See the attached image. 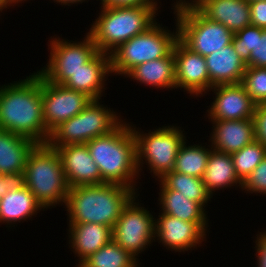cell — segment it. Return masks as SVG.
<instances>
[{
    "instance_id": "cell-1",
    "label": "cell",
    "mask_w": 266,
    "mask_h": 267,
    "mask_svg": "<svg viewBox=\"0 0 266 267\" xmlns=\"http://www.w3.org/2000/svg\"><path fill=\"white\" fill-rule=\"evenodd\" d=\"M0 129L46 144L50 133L43 119L41 74L0 85Z\"/></svg>"
},
{
    "instance_id": "cell-2",
    "label": "cell",
    "mask_w": 266,
    "mask_h": 267,
    "mask_svg": "<svg viewBox=\"0 0 266 267\" xmlns=\"http://www.w3.org/2000/svg\"><path fill=\"white\" fill-rule=\"evenodd\" d=\"M114 183L70 187L65 202L69 223H96L113 228L128 203L138 195Z\"/></svg>"
},
{
    "instance_id": "cell-3",
    "label": "cell",
    "mask_w": 266,
    "mask_h": 267,
    "mask_svg": "<svg viewBox=\"0 0 266 267\" xmlns=\"http://www.w3.org/2000/svg\"><path fill=\"white\" fill-rule=\"evenodd\" d=\"M101 174L102 183H114L135 188L139 178L136 139L131 124L122 121L110 133L86 143ZM137 178V179H136Z\"/></svg>"
},
{
    "instance_id": "cell-4",
    "label": "cell",
    "mask_w": 266,
    "mask_h": 267,
    "mask_svg": "<svg viewBox=\"0 0 266 267\" xmlns=\"http://www.w3.org/2000/svg\"><path fill=\"white\" fill-rule=\"evenodd\" d=\"M157 6H100L102 10L88 32L98 51L110 54L120 44L147 31L157 22L155 17L161 7Z\"/></svg>"
},
{
    "instance_id": "cell-5",
    "label": "cell",
    "mask_w": 266,
    "mask_h": 267,
    "mask_svg": "<svg viewBox=\"0 0 266 267\" xmlns=\"http://www.w3.org/2000/svg\"><path fill=\"white\" fill-rule=\"evenodd\" d=\"M20 181L44 209L65 205L70 187L58 152L47 144H37L29 153Z\"/></svg>"
},
{
    "instance_id": "cell-6",
    "label": "cell",
    "mask_w": 266,
    "mask_h": 267,
    "mask_svg": "<svg viewBox=\"0 0 266 267\" xmlns=\"http://www.w3.org/2000/svg\"><path fill=\"white\" fill-rule=\"evenodd\" d=\"M158 23L120 44L110 53L111 73L125 77L137 65L168 56L173 51L179 40L176 19V31L173 32Z\"/></svg>"
},
{
    "instance_id": "cell-7",
    "label": "cell",
    "mask_w": 266,
    "mask_h": 267,
    "mask_svg": "<svg viewBox=\"0 0 266 267\" xmlns=\"http://www.w3.org/2000/svg\"><path fill=\"white\" fill-rule=\"evenodd\" d=\"M171 5L179 40L194 53L206 57L232 43L234 34L227 27L208 20L188 0H176Z\"/></svg>"
},
{
    "instance_id": "cell-8",
    "label": "cell",
    "mask_w": 266,
    "mask_h": 267,
    "mask_svg": "<svg viewBox=\"0 0 266 267\" xmlns=\"http://www.w3.org/2000/svg\"><path fill=\"white\" fill-rule=\"evenodd\" d=\"M99 101L92 100L80 113L56 126L46 144L53 149L69 144H86L114 130L122 118Z\"/></svg>"
},
{
    "instance_id": "cell-9",
    "label": "cell",
    "mask_w": 266,
    "mask_h": 267,
    "mask_svg": "<svg viewBox=\"0 0 266 267\" xmlns=\"http://www.w3.org/2000/svg\"><path fill=\"white\" fill-rule=\"evenodd\" d=\"M131 125L136 139L137 168L139 174L142 167L148 164V169L161 179L167 172H171L175 165L179 147L186 139L181 127L167 125L150 130L148 133ZM138 129V130H137Z\"/></svg>"
},
{
    "instance_id": "cell-10",
    "label": "cell",
    "mask_w": 266,
    "mask_h": 267,
    "mask_svg": "<svg viewBox=\"0 0 266 267\" xmlns=\"http://www.w3.org/2000/svg\"><path fill=\"white\" fill-rule=\"evenodd\" d=\"M49 61L38 72L49 82L62 85L74 72L82 68L98 49L92 36L87 32L82 41H69L50 37ZM72 42V43H71Z\"/></svg>"
},
{
    "instance_id": "cell-11",
    "label": "cell",
    "mask_w": 266,
    "mask_h": 267,
    "mask_svg": "<svg viewBox=\"0 0 266 267\" xmlns=\"http://www.w3.org/2000/svg\"><path fill=\"white\" fill-rule=\"evenodd\" d=\"M138 196L139 194L123 209L112 228L113 241L137 260L139 253L155 242L156 218L147 208L141 206Z\"/></svg>"
},
{
    "instance_id": "cell-12",
    "label": "cell",
    "mask_w": 266,
    "mask_h": 267,
    "mask_svg": "<svg viewBox=\"0 0 266 267\" xmlns=\"http://www.w3.org/2000/svg\"><path fill=\"white\" fill-rule=\"evenodd\" d=\"M43 119L50 133L56 126L80 113L93 99L87 94L53 84L41 75Z\"/></svg>"
},
{
    "instance_id": "cell-13",
    "label": "cell",
    "mask_w": 266,
    "mask_h": 267,
    "mask_svg": "<svg viewBox=\"0 0 266 267\" xmlns=\"http://www.w3.org/2000/svg\"><path fill=\"white\" fill-rule=\"evenodd\" d=\"M208 222H189L159 213L155 219V241L176 252L197 249L206 241Z\"/></svg>"
},
{
    "instance_id": "cell-14",
    "label": "cell",
    "mask_w": 266,
    "mask_h": 267,
    "mask_svg": "<svg viewBox=\"0 0 266 267\" xmlns=\"http://www.w3.org/2000/svg\"><path fill=\"white\" fill-rule=\"evenodd\" d=\"M175 80L176 89L190 94L189 96L203 97L210 91V78L205 57L194 53L180 40L175 43Z\"/></svg>"
},
{
    "instance_id": "cell-15",
    "label": "cell",
    "mask_w": 266,
    "mask_h": 267,
    "mask_svg": "<svg viewBox=\"0 0 266 267\" xmlns=\"http://www.w3.org/2000/svg\"><path fill=\"white\" fill-rule=\"evenodd\" d=\"M210 90L215 98L207 110L209 122L253 119L256 104L241 83L216 85Z\"/></svg>"
},
{
    "instance_id": "cell-16",
    "label": "cell",
    "mask_w": 266,
    "mask_h": 267,
    "mask_svg": "<svg viewBox=\"0 0 266 267\" xmlns=\"http://www.w3.org/2000/svg\"><path fill=\"white\" fill-rule=\"evenodd\" d=\"M69 187L101 184V174L86 144L56 148Z\"/></svg>"
},
{
    "instance_id": "cell-17",
    "label": "cell",
    "mask_w": 266,
    "mask_h": 267,
    "mask_svg": "<svg viewBox=\"0 0 266 267\" xmlns=\"http://www.w3.org/2000/svg\"><path fill=\"white\" fill-rule=\"evenodd\" d=\"M111 73L110 54L97 52L82 68L74 72L62 85L83 92L93 100H101ZM104 91V92H103Z\"/></svg>"
},
{
    "instance_id": "cell-18",
    "label": "cell",
    "mask_w": 266,
    "mask_h": 267,
    "mask_svg": "<svg viewBox=\"0 0 266 267\" xmlns=\"http://www.w3.org/2000/svg\"><path fill=\"white\" fill-rule=\"evenodd\" d=\"M208 20L227 27L233 34L251 25L248 0H188Z\"/></svg>"
},
{
    "instance_id": "cell-19",
    "label": "cell",
    "mask_w": 266,
    "mask_h": 267,
    "mask_svg": "<svg viewBox=\"0 0 266 267\" xmlns=\"http://www.w3.org/2000/svg\"><path fill=\"white\" fill-rule=\"evenodd\" d=\"M213 130L207 147L232 154L246 145L252 143L255 138L254 119L241 120H216L211 121Z\"/></svg>"
},
{
    "instance_id": "cell-20",
    "label": "cell",
    "mask_w": 266,
    "mask_h": 267,
    "mask_svg": "<svg viewBox=\"0 0 266 267\" xmlns=\"http://www.w3.org/2000/svg\"><path fill=\"white\" fill-rule=\"evenodd\" d=\"M69 248L78 257L77 267L90 255L113 240L112 228L96 223H69Z\"/></svg>"
},
{
    "instance_id": "cell-21",
    "label": "cell",
    "mask_w": 266,
    "mask_h": 267,
    "mask_svg": "<svg viewBox=\"0 0 266 267\" xmlns=\"http://www.w3.org/2000/svg\"><path fill=\"white\" fill-rule=\"evenodd\" d=\"M210 78V89L216 85L241 83L246 63L232 43L205 57Z\"/></svg>"
},
{
    "instance_id": "cell-22",
    "label": "cell",
    "mask_w": 266,
    "mask_h": 267,
    "mask_svg": "<svg viewBox=\"0 0 266 267\" xmlns=\"http://www.w3.org/2000/svg\"><path fill=\"white\" fill-rule=\"evenodd\" d=\"M42 209L45 211L32 192L19 181L0 199V224L14 227L16 222L26 221Z\"/></svg>"
},
{
    "instance_id": "cell-23",
    "label": "cell",
    "mask_w": 266,
    "mask_h": 267,
    "mask_svg": "<svg viewBox=\"0 0 266 267\" xmlns=\"http://www.w3.org/2000/svg\"><path fill=\"white\" fill-rule=\"evenodd\" d=\"M36 145L33 140L0 129V175L21 180L28 155Z\"/></svg>"
},
{
    "instance_id": "cell-24",
    "label": "cell",
    "mask_w": 266,
    "mask_h": 267,
    "mask_svg": "<svg viewBox=\"0 0 266 267\" xmlns=\"http://www.w3.org/2000/svg\"><path fill=\"white\" fill-rule=\"evenodd\" d=\"M140 82L144 86L163 89H176L175 58L172 51L168 56L144 62L134 67L125 78Z\"/></svg>"
},
{
    "instance_id": "cell-25",
    "label": "cell",
    "mask_w": 266,
    "mask_h": 267,
    "mask_svg": "<svg viewBox=\"0 0 266 267\" xmlns=\"http://www.w3.org/2000/svg\"><path fill=\"white\" fill-rule=\"evenodd\" d=\"M210 148L207 166L202 177L206 190L213 197L216 190L232 186H239L242 189L243 182L236 174L231 154Z\"/></svg>"
},
{
    "instance_id": "cell-26",
    "label": "cell",
    "mask_w": 266,
    "mask_h": 267,
    "mask_svg": "<svg viewBox=\"0 0 266 267\" xmlns=\"http://www.w3.org/2000/svg\"><path fill=\"white\" fill-rule=\"evenodd\" d=\"M159 205L161 213L189 222H208L206 209L176 190H170L160 179Z\"/></svg>"
},
{
    "instance_id": "cell-27",
    "label": "cell",
    "mask_w": 266,
    "mask_h": 267,
    "mask_svg": "<svg viewBox=\"0 0 266 267\" xmlns=\"http://www.w3.org/2000/svg\"><path fill=\"white\" fill-rule=\"evenodd\" d=\"M187 139L179 147L173 171L189 176L202 178L211 149L202 144L187 146Z\"/></svg>"
},
{
    "instance_id": "cell-28",
    "label": "cell",
    "mask_w": 266,
    "mask_h": 267,
    "mask_svg": "<svg viewBox=\"0 0 266 267\" xmlns=\"http://www.w3.org/2000/svg\"><path fill=\"white\" fill-rule=\"evenodd\" d=\"M170 190H176L190 200L200 203L204 208L212 196L206 190L203 179L181 174L176 171L167 172L160 179Z\"/></svg>"
},
{
    "instance_id": "cell-29",
    "label": "cell",
    "mask_w": 266,
    "mask_h": 267,
    "mask_svg": "<svg viewBox=\"0 0 266 267\" xmlns=\"http://www.w3.org/2000/svg\"><path fill=\"white\" fill-rule=\"evenodd\" d=\"M140 263L113 240L85 259L78 267H139Z\"/></svg>"
},
{
    "instance_id": "cell-30",
    "label": "cell",
    "mask_w": 266,
    "mask_h": 267,
    "mask_svg": "<svg viewBox=\"0 0 266 267\" xmlns=\"http://www.w3.org/2000/svg\"><path fill=\"white\" fill-rule=\"evenodd\" d=\"M231 157L238 178L244 182L266 157V146L255 139L239 151L232 153Z\"/></svg>"
},
{
    "instance_id": "cell-31",
    "label": "cell",
    "mask_w": 266,
    "mask_h": 267,
    "mask_svg": "<svg viewBox=\"0 0 266 267\" xmlns=\"http://www.w3.org/2000/svg\"><path fill=\"white\" fill-rule=\"evenodd\" d=\"M241 84L256 104L266 103V68L247 66Z\"/></svg>"
},
{
    "instance_id": "cell-32",
    "label": "cell",
    "mask_w": 266,
    "mask_h": 267,
    "mask_svg": "<svg viewBox=\"0 0 266 267\" xmlns=\"http://www.w3.org/2000/svg\"><path fill=\"white\" fill-rule=\"evenodd\" d=\"M256 43V26L249 25L234 34L232 45L241 59L246 63Z\"/></svg>"
},
{
    "instance_id": "cell-33",
    "label": "cell",
    "mask_w": 266,
    "mask_h": 267,
    "mask_svg": "<svg viewBox=\"0 0 266 267\" xmlns=\"http://www.w3.org/2000/svg\"><path fill=\"white\" fill-rule=\"evenodd\" d=\"M242 191L246 194L256 195L266 194V157L258 164V166L251 172L247 179L243 182Z\"/></svg>"
},
{
    "instance_id": "cell-34",
    "label": "cell",
    "mask_w": 266,
    "mask_h": 267,
    "mask_svg": "<svg viewBox=\"0 0 266 267\" xmlns=\"http://www.w3.org/2000/svg\"><path fill=\"white\" fill-rule=\"evenodd\" d=\"M246 65L250 67L266 68V29L256 26L255 47L252 49Z\"/></svg>"
},
{
    "instance_id": "cell-35",
    "label": "cell",
    "mask_w": 266,
    "mask_h": 267,
    "mask_svg": "<svg viewBox=\"0 0 266 267\" xmlns=\"http://www.w3.org/2000/svg\"><path fill=\"white\" fill-rule=\"evenodd\" d=\"M253 119L255 138L266 146V103L256 105Z\"/></svg>"
},
{
    "instance_id": "cell-36",
    "label": "cell",
    "mask_w": 266,
    "mask_h": 267,
    "mask_svg": "<svg viewBox=\"0 0 266 267\" xmlns=\"http://www.w3.org/2000/svg\"><path fill=\"white\" fill-rule=\"evenodd\" d=\"M251 25L266 29V0L249 1Z\"/></svg>"
},
{
    "instance_id": "cell-37",
    "label": "cell",
    "mask_w": 266,
    "mask_h": 267,
    "mask_svg": "<svg viewBox=\"0 0 266 267\" xmlns=\"http://www.w3.org/2000/svg\"><path fill=\"white\" fill-rule=\"evenodd\" d=\"M104 7H125V6H148L158 5V0H100Z\"/></svg>"
},
{
    "instance_id": "cell-38",
    "label": "cell",
    "mask_w": 266,
    "mask_h": 267,
    "mask_svg": "<svg viewBox=\"0 0 266 267\" xmlns=\"http://www.w3.org/2000/svg\"><path fill=\"white\" fill-rule=\"evenodd\" d=\"M255 238V250L257 257V267H266V231L260 232Z\"/></svg>"
},
{
    "instance_id": "cell-39",
    "label": "cell",
    "mask_w": 266,
    "mask_h": 267,
    "mask_svg": "<svg viewBox=\"0 0 266 267\" xmlns=\"http://www.w3.org/2000/svg\"><path fill=\"white\" fill-rule=\"evenodd\" d=\"M20 181L16 176L0 175V199Z\"/></svg>"
},
{
    "instance_id": "cell-40",
    "label": "cell",
    "mask_w": 266,
    "mask_h": 267,
    "mask_svg": "<svg viewBox=\"0 0 266 267\" xmlns=\"http://www.w3.org/2000/svg\"><path fill=\"white\" fill-rule=\"evenodd\" d=\"M54 2H57L58 4H61L62 6L63 5H67V6H71V5H75V4H80V3H83L84 1H87V0H53ZM89 1V0H88ZM71 4V5H70Z\"/></svg>"
},
{
    "instance_id": "cell-41",
    "label": "cell",
    "mask_w": 266,
    "mask_h": 267,
    "mask_svg": "<svg viewBox=\"0 0 266 267\" xmlns=\"http://www.w3.org/2000/svg\"><path fill=\"white\" fill-rule=\"evenodd\" d=\"M10 6L8 5L6 0H0V12H2L4 9L9 8Z\"/></svg>"
},
{
    "instance_id": "cell-42",
    "label": "cell",
    "mask_w": 266,
    "mask_h": 267,
    "mask_svg": "<svg viewBox=\"0 0 266 267\" xmlns=\"http://www.w3.org/2000/svg\"><path fill=\"white\" fill-rule=\"evenodd\" d=\"M8 5L11 7V6H14V5H17L18 3H24V1H27V0H6Z\"/></svg>"
},
{
    "instance_id": "cell-43",
    "label": "cell",
    "mask_w": 266,
    "mask_h": 267,
    "mask_svg": "<svg viewBox=\"0 0 266 267\" xmlns=\"http://www.w3.org/2000/svg\"><path fill=\"white\" fill-rule=\"evenodd\" d=\"M248 1H264V0H248Z\"/></svg>"
}]
</instances>
